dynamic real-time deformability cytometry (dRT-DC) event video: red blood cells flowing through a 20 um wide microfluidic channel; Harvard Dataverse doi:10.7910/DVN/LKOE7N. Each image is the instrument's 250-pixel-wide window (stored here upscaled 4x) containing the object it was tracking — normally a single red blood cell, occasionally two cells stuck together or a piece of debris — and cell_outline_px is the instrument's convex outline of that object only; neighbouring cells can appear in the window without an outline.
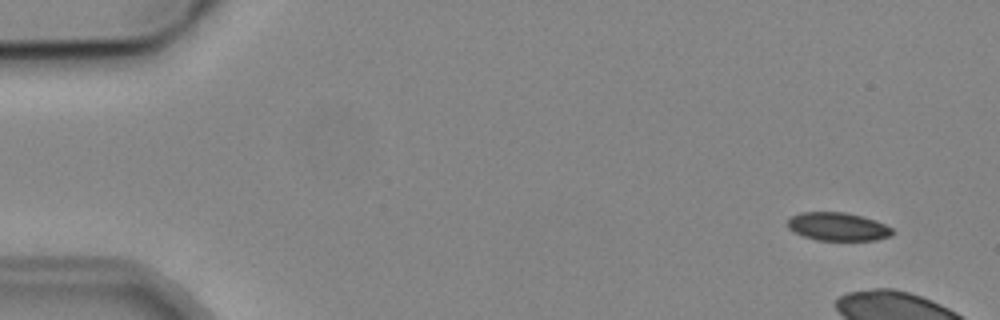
{"species": "common noctule bat (a hibernating species)", "species_latin": "Nyctalus noctula", "temperature_condition": "cold", "stored_images_in_passage": 6, "camera_frame_rate_fps": 3000, "um_per_image_px": 0.085, "animal": {"sex": "male", "body_mass_g": 19.2, "forearm_length_mm": 51.8}, "frame": {"image": 1, "passage_image": 1, "time_ms": 0.0, "image_size_px": [1000, 320], "cell_outline_px": [[896, 232], [892, 236], [876, 240], [816, 240], [804, 236], [788, 228], [788, 220], [792, 216], [800, 212], [844, 212], [860, 216], [884, 224], [892, 228]], "centroid_in_image_um": [71.24, 19.27], "position_along_channel_um": 13.8, "area_um2": 17.11}}